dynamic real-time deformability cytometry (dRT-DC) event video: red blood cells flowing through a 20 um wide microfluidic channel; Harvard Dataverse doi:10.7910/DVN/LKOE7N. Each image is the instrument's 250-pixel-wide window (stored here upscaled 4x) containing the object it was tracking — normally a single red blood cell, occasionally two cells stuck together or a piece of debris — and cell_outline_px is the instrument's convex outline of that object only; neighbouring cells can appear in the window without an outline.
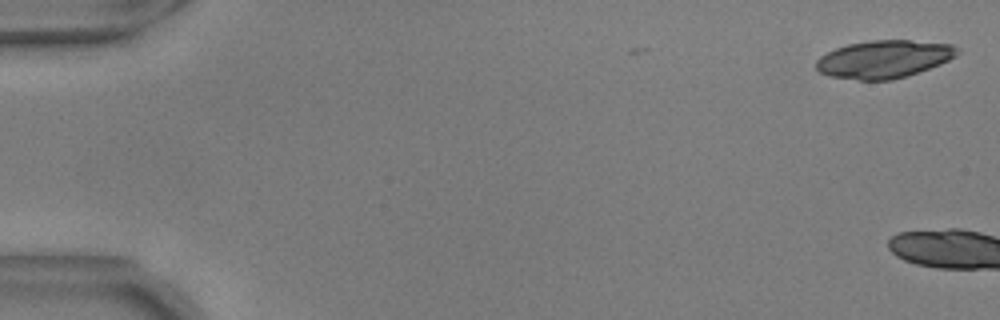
{"species": "common noctule bat (a hibernating species)", "species_latin": "Nyctalus noctula", "temperature_condition": "warm", "stored_images_in_passage": 2, "camera_frame_rate_fps": 3000, "um_per_image_px": 0.085, "animal": {"sex": "male", "body_mass_g": 17.9, "forearm_length_mm": 54.2}, "frame": {"image": 1, "passage_image": 2, "time_ms": 0.333, "image_size_px": [1000, 320], "cell_outline_px": [[960, 52], [956, 56], [940, 64], [908, 76], [892, 80], [860, 80], [832, 76], [820, 72], [816, 68], [816, 60], [820, 56], [836, 48], [848, 44], [872, 40], [908, 40], [952, 44]], "centroid_in_image_um": [75.15, 5.03], "position_along_channel_um": 9.9, "area_um2": 30.92}}